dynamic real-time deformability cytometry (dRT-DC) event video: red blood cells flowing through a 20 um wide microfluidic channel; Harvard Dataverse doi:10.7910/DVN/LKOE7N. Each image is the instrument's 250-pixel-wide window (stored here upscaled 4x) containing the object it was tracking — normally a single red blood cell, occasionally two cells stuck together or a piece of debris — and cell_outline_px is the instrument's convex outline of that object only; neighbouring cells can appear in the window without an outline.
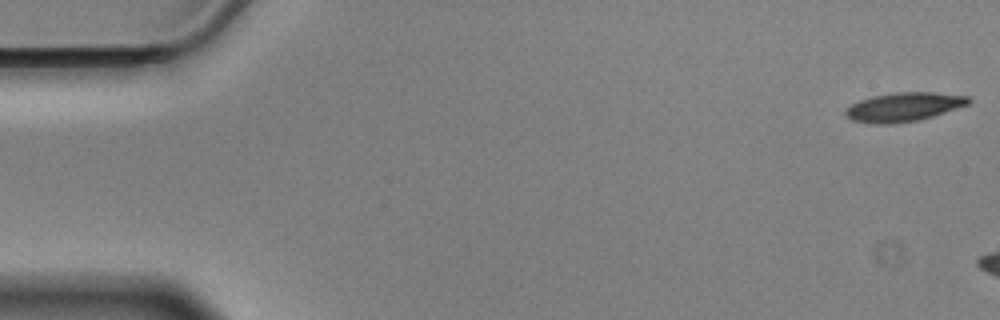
{"species": "Egyptian fruit bat (a non-hibernating species)", "species_latin": "Rousettus aegyptiacus", "temperature_condition": "cold", "stored_images_in_passage": 13, "camera_frame_rate_fps": 3000, "um_per_image_px": 0.085, "animal": {"sex": "male"}, "frame": {"image": 1, "passage_image": 1, "time_ms": 0.0, "image_size_px": [1000, 320], "cell_outline_px": [[972, 100], [968, 104], [920, 120], [896, 124], [876, 124], [852, 120], [844, 112], [852, 104], [860, 100], [872, 96], [896, 92], [932, 92], [968, 96]], "centroid_in_image_um": [76.82, 9.09], "position_along_channel_um": 8.2, "area_um2": 20.58}}